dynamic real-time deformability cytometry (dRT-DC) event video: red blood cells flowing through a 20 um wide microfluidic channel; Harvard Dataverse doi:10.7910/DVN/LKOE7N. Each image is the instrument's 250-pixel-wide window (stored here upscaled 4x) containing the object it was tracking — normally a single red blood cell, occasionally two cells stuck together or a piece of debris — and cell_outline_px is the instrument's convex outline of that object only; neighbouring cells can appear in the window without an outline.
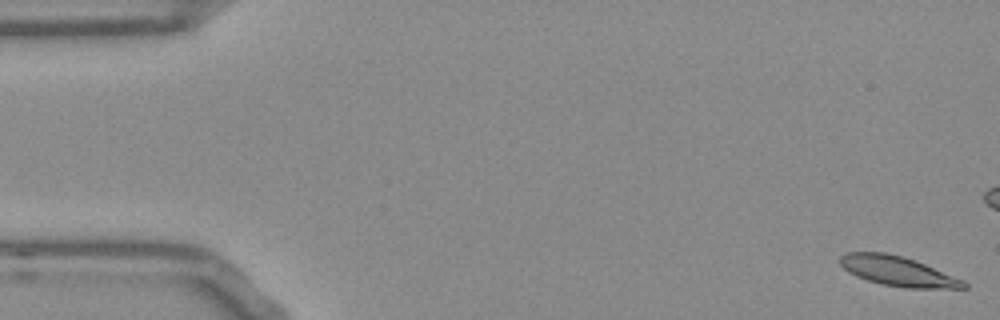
{"species": "Egyptian fruit bat (a non-hibernating species)", "species_latin": "Rousettus aegyptiacus", "temperature_condition": "room temperature", "stored_images_in_passage": 15, "camera_frame_rate_fps": 3000, "um_per_image_px": 0.085, "frame": {"image": 1, "passage_image": 1, "time_ms": 0.0, "image_size_px": [1000, 320], "cell_outline_px": [[968, 288], [908, 288], [884, 284], [868, 280], [856, 276], [848, 272], [840, 264], [840, 256], [848, 252], [884, 252], [916, 260], [964, 280], [968, 284]], "centroid_in_image_um": [76.33, 23.05], "position_along_channel_um": 8.7, "area_um2": 21.27}}